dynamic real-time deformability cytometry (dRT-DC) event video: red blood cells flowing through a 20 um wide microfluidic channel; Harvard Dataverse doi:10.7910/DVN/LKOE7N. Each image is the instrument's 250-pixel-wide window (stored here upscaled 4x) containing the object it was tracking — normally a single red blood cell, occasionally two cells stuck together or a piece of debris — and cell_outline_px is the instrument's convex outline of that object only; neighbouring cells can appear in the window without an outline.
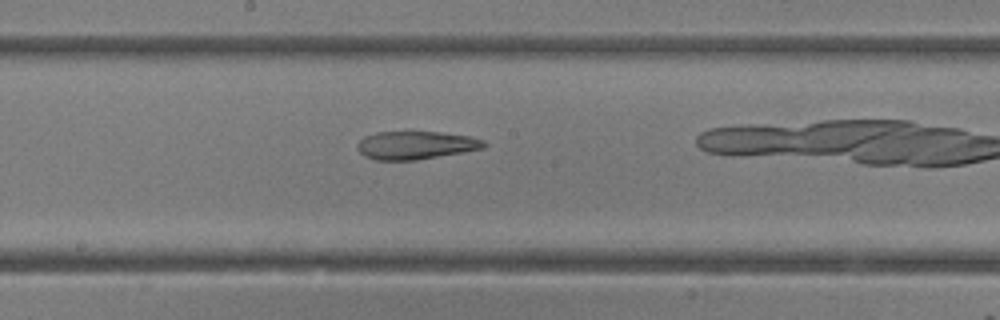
{"species": "common noctule bat (a hibernating species)", "species_latin": "Nyctalus noctula", "temperature_condition": "room temperature", "stored_images_in_passage": 20, "camera_frame_rate_fps": 3000, "um_per_image_px": 0.085, "animal": {"sex": "female"}, "frame": {"image": 1, "passage_image": 12, "time_ms": 3.667, "image_size_px": [1000, 320], "cell_outline_px": [[488, 144], [484, 148], [464, 152], [416, 160], [376, 160], [364, 156], [356, 148], [356, 144], [364, 136], [376, 132], [440, 132], [472, 136], [484, 140]], "centroid_in_image_um": [35.35, 12.34], "position_along_channel_um": 212.8, "area_um2": 20.92}}